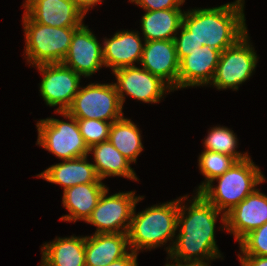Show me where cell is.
I'll return each mask as SVG.
<instances>
[{
  "mask_svg": "<svg viewBox=\"0 0 267 266\" xmlns=\"http://www.w3.org/2000/svg\"><path fill=\"white\" fill-rule=\"evenodd\" d=\"M195 194L192 200H188V195L179 197V233L167 256L168 259L209 263L222 257L215 241V224L222 212L200 193ZM185 200L190 201L188 207L183 205Z\"/></svg>",
  "mask_w": 267,
  "mask_h": 266,
  "instance_id": "6da1fadb",
  "label": "cell"
},
{
  "mask_svg": "<svg viewBox=\"0 0 267 266\" xmlns=\"http://www.w3.org/2000/svg\"><path fill=\"white\" fill-rule=\"evenodd\" d=\"M244 1L236 0L219 7L185 11L182 25L200 43L222 52L248 32Z\"/></svg>",
  "mask_w": 267,
  "mask_h": 266,
  "instance_id": "7a4b0ae2",
  "label": "cell"
},
{
  "mask_svg": "<svg viewBox=\"0 0 267 266\" xmlns=\"http://www.w3.org/2000/svg\"><path fill=\"white\" fill-rule=\"evenodd\" d=\"M135 207L136 204L128 231L129 249L138 254L140 250L155 249L171 241L166 247L169 254L178 230L179 198L148 207L138 214Z\"/></svg>",
  "mask_w": 267,
  "mask_h": 266,
  "instance_id": "3957f363",
  "label": "cell"
},
{
  "mask_svg": "<svg viewBox=\"0 0 267 266\" xmlns=\"http://www.w3.org/2000/svg\"><path fill=\"white\" fill-rule=\"evenodd\" d=\"M218 185L213 186L214 181ZM260 168L248 156L237 161L223 175L213 179L199 193L222 215L220 219L225 230V214L256 190V186L265 181Z\"/></svg>",
  "mask_w": 267,
  "mask_h": 266,
  "instance_id": "277c9868",
  "label": "cell"
},
{
  "mask_svg": "<svg viewBox=\"0 0 267 266\" xmlns=\"http://www.w3.org/2000/svg\"><path fill=\"white\" fill-rule=\"evenodd\" d=\"M26 60L29 65L62 63L79 27H53L34 22L23 13Z\"/></svg>",
  "mask_w": 267,
  "mask_h": 266,
  "instance_id": "5b68a950",
  "label": "cell"
},
{
  "mask_svg": "<svg viewBox=\"0 0 267 266\" xmlns=\"http://www.w3.org/2000/svg\"><path fill=\"white\" fill-rule=\"evenodd\" d=\"M55 113L62 115L68 121L52 117L38 120L36 144L61 160L88 155L89 147L80 133L77 119L66 111H55Z\"/></svg>",
  "mask_w": 267,
  "mask_h": 266,
  "instance_id": "8992f818",
  "label": "cell"
},
{
  "mask_svg": "<svg viewBox=\"0 0 267 266\" xmlns=\"http://www.w3.org/2000/svg\"><path fill=\"white\" fill-rule=\"evenodd\" d=\"M123 106L114 83H90L81 87L66 110L76 119L114 122L122 117Z\"/></svg>",
  "mask_w": 267,
  "mask_h": 266,
  "instance_id": "52a82bcc",
  "label": "cell"
},
{
  "mask_svg": "<svg viewBox=\"0 0 267 266\" xmlns=\"http://www.w3.org/2000/svg\"><path fill=\"white\" fill-rule=\"evenodd\" d=\"M248 32L235 44L220 53L215 75L210 85L218 90H238L255 71L258 56L254 50Z\"/></svg>",
  "mask_w": 267,
  "mask_h": 266,
  "instance_id": "ba28073f",
  "label": "cell"
},
{
  "mask_svg": "<svg viewBox=\"0 0 267 266\" xmlns=\"http://www.w3.org/2000/svg\"><path fill=\"white\" fill-rule=\"evenodd\" d=\"M108 190L109 188L100 196L97 206L85 223L96 227L95 234L128 233L134 206L143 196H135V191L108 196Z\"/></svg>",
  "mask_w": 267,
  "mask_h": 266,
  "instance_id": "9c48e42d",
  "label": "cell"
},
{
  "mask_svg": "<svg viewBox=\"0 0 267 266\" xmlns=\"http://www.w3.org/2000/svg\"><path fill=\"white\" fill-rule=\"evenodd\" d=\"M42 74L39 92L49 107L55 111H66L80 88L81 76L62 63L35 66Z\"/></svg>",
  "mask_w": 267,
  "mask_h": 266,
  "instance_id": "30bf717a",
  "label": "cell"
},
{
  "mask_svg": "<svg viewBox=\"0 0 267 266\" xmlns=\"http://www.w3.org/2000/svg\"><path fill=\"white\" fill-rule=\"evenodd\" d=\"M116 77L114 83L122 106L125 94L144 103H158L166 92L174 91L158 76L152 75L144 68L137 66L122 67L112 72ZM165 93V94H164Z\"/></svg>",
  "mask_w": 267,
  "mask_h": 266,
  "instance_id": "8fae6325",
  "label": "cell"
},
{
  "mask_svg": "<svg viewBox=\"0 0 267 266\" xmlns=\"http://www.w3.org/2000/svg\"><path fill=\"white\" fill-rule=\"evenodd\" d=\"M101 45L88 26L83 24L74 32L62 64L84 78L91 77L102 66L105 67Z\"/></svg>",
  "mask_w": 267,
  "mask_h": 266,
  "instance_id": "7c38bea8",
  "label": "cell"
},
{
  "mask_svg": "<svg viewBox=\"0 0 267 266\" xmlns=\"http://www.w3.org/2000/svg\"><path fill=\"white\" fill-rule=\"evenodd\" d=\"M23 7L34 22L53 27H80L86 16L74 0H25Z\"/></svg>",
  "mask_w": 267,
  "mask_h": 266,
  "instance_id": "4fadbf2b",
  "label": "cell"
},
{
  "mask_svg": "<svg viewBox=\"0 0 267 266\" xmlns=\"http://www.w3.org/2000/svg\"><path fill=\"white\" fill-rule=\"evenodd\" d=\"M267 222V195L256 189L225 214V230L239 242Z\"/></svg>",
  "mask_w": 267,
  "mask_h": 266,
  "instance_id": "5bb4252c",
  "label": "cell"
},
{
  "mask_svg": "<svg viewBox=\"0 0 267 266\" xmlns=\"http://www.w3.org/2000/svg\"><path fill=\"white\" fill-rule=\"evenodd\" d=\"M139 64L178 90L179 60L174 40L145 41Z\"/></svg>",
  "mask_w": 267,
  "mask_h": 266,
  "instance_id": "9a60e30c",
  "label": "cell"
},
{
  "mask_svg": "<svg viewBox=\"0 0 267 266\" xmlns=\"http://www.w3.org/2000/svg\"><path fill=\"white\" fill-rule=\"evenodd\" d=\"M220 51L207 45L179 61L178 89L209 85L215 75Z\"/></svg>",
  "mask_w": 267,
  "mask_h": 266,
  "instance_id": "2e32d148",
  "label": "cell"
},
{
  "mask_svg": "<svg viewBox=\"0 0 267 266\" xmlns=\"http://www.w3.org/2000/svg\"><path fill=\"white\" fill-rule=\"evenodd\" d=\"M103 41V61L112 72L122 67L136 66L135 62L140 63L145 40L138 31H119Z\"/></svg>",
  "mask_w": 267,
  "mask_h": 266,
  "instance_id": "e0dca14e",
  "label": "cell"
},
{
  "mask_svg": "<svg viewBox=\"0 0 267 266\" xmlns=\"http://www.w3.org/2000/svg\"><path fill=\"white\" fill-rule=\"evenodd\" d=\"M128 233H105L85 236V266H105L124 256L128 249Z\"/></svg>",
  "mask_w": 267,
  "mask_h": 266,
  "instance_id": "ac0fdd59",
  "label": "cell"
},
{
  "mask_svg": "<svg viewBox=\"0 0 267 266\" xmlns=\"http://www.w3.org/2000/svg\"><path fill=\"white\" fill-rule=\"evenodd\" d=\"M88 155L79 158L62 160L36 175L47 182L61 185L63 190L79 184L102 183Z\"/></svg>",
  "mask_w": 267,
  "mask_h": 266,
  "instance_id": "d6986e66",
  "label": "cell"
},
{
  "mask_svg": "<svg viewBox=\"0 0 267 266\" xmlns=\"http://www.w3.org/2000/svg\"><path fill=\"white\" fill-rule=\"evenodd\" d=\"M108 189L103 183L79 184L63 191L62 204L69 214L60 220L76 222L87 221L97 206L100 196Z\"/></svg>",
  "mask_w": 267,
  "mask_h": 266,
  "instance_id": "ffe728a7",
  "label": "cell"
},
{
  "mask_svg": "<svg viewBox=\"0 0 267 266\" xmlns=\"http://www.w3.org/2000/svg\"><path fill=\"white\" fill-rule=\"evenodd\" d=\"M39 266H85V236L56 237L44 243Z\"/></svg>",
  "mask_w": 267,
  "mask_h": 266,
  "instance_id": "44dd1931",
  "label": "cell"
},
{
  "mask_svg": "<svg viewBox=\"0 0 267 266\" xmlns=\"http://www.w3.org/2000/svg\"><path fill=\"white\" fill-rule=\"evenodd\" d=\"M88 154H93V165L100 180L112 176L124 177L133 181L139 180L130 166L131 162L109 140L91 146Z\"/></svg>",
  "mask_w": 267,
  "mask_h": 266,
  "instance_id": "7402d4cb",
  "label": "cell"
},
{
  "mask_svg": "<svg viewBox=\"0 0 267 266\" xmlns=\"http://www.w3.org/2000/svg\"><path fill=\"white\" fill-rule=\"evenodd\" d=\"M184 12L181 9L145 11L140 20L143 39L173 40L182 25Z\"/></svg>",
  "mask_w": 267,
  "mask_h": 266,
  "instance_id": "603a6c76",
  "label": "cell"
},
{
  "mask_svg": "<svg viewBox=\"0 0 267 266\" xmlns=\"http://www.w3.org/2000/svg\"><path fill=\"white\" fill-rule=\"evenodd\" d=\"M141 133L131 119L122 117L111 125L108 140L131 163H136L143 151Z\"/></svg>",
  "mask_w": 267,
  "mask_h": 266,
  "instance_id": "cb8c5ba5",
  "label": "cell"
},
{
  "mask_svg": "<svg viewBox=\"0 0 267 266\" xmlns=\"http://www.w3.org/2000/svg\"><path fill=\"white\" fill-rule=\"evenodd\" d=\"M204 149L234 157L237 161L246 159L249 155L237 151L238 140L233 130L224 126H214L204 138Z\"/></svg>",
  "mask_w": 267,
  "mask_h": 266,
  "instance_id": "d4e9b609",
  "label": "cell"
},
{
  "mask_svg": "<svg viewBox=\"0 0 267 266\" xmlns=\"http://www.w3.org/2000/svg\"><path fill=\"white\" fill-rule=\"evenodd\" d=\"M199 170L200 173L205 176V181H203L196 189L199 193L206 185H208L213 179L223 175L229 168H231L237 160L226 154L203 150L199 155Z\"/></svg>",
  "mask_w": 267,
  "mask_h": 266,
  "instance_id": "484cf974",
  "label": "cell"
},
{
  "mask_svg": "<svg viewBox=\"0 0 267 266\" xmlns=\"http://www.w3.org/2000/svg\"><path fill=\"white\" fill-rule=\"evenodd\" d=\"M77 122L80 133L89 148L108 140L112 122L97 119H77Z\"/></svg>",
  "mask_w": 267,
  "mask_h": 266,
  "instance_id": "4316f807",
  "label": "cell"
},
{
  "mask_svg": "<svg viewBox=\"0 0 267 266\" xmlns=\"http://www.w3.org/2000/svg\"><path fill=\"white\" fill-rule=\"evenodd\" d=\"M238 256H267V222L250 231L240 241Z\"/></svg>",
  "mask_w": 267,
  "mask_h": 266,
  "instance_id": "83f0119b",
  "label": "cell"
},
{
  "mask_svg": "<svg viewBox=\"0 0 267 266\" xmlns=\"http://www.w3.org/2000/svg\"><path fill=\"white\" fill-rule=\"evenodd\" d=\"M178 33H180V35ZM177 35H179V37ZM177 35L173 40L179 61L189 55V52H193L199 47L203 46V43H200L198 40H196L192 36V33L188 31L183 25H181L179 31L177 32Z\"/></svg>",
  "mask_w": 267,
  "mask_h": 266,
  "instance_id": "f1b7e54d",
  "label": "cell"
},
{
  "mask_svg": "<svg viewBox=\"0 0 267 266\" xmlns=\"http://www.w3.org/2000/svg\"><path fill=\"white\" fill-rule=\"evenodd\" d=\"M134 2L145 11H156L162 9H181L185 0H129Z\"/></svg>",
  "mask_w": 267,
  "mask_h": 266,
  "instance_id": "f546056e",
  "label": "cell"
},
{
  "mask_svg": "<svg viewBox=\"0 0 267 266\" xmlns=\"http://www.w3.org/2000/svg\"><path fill=\"white\" fill-rule=\"evenodd\" d=\"M241 266H267V256H238Z\"/></svg>",
  "mask_w": 267,
  "mask_h": 266,
  "instance_id": "4dcf8cb0",
  "label": "cell"
},
{
  "mask_svg": "<svg viewBox=\"0 0 267 266\" xmlns=\"http://www.w3.org/2000/svg\"><path fill=\"white\" fill-rule=\"evenodd\" d=\"M137 256L138 254L131 250L126 256L105 266H138Z\"/></svg>",
  "mask_w": 267,
  "mask_h": 266,
  "instance_id": "1f68e13d",
  "label": "cell"
},
{
  "mask_svg": "<svg viewBox=\"0 0 267 266\" xmlns=\"http://www.w3.org/2000/svg\"><path fill=\"white\" fill-rule=\"evenodd\" d=\"M170 263H166L165 266H210L209 263L180 261L177 259H170Z\"/></svg>",
  "mask_w": 267,
  "mask_h": 266,
  "instance_id": "d6a6232c",
  "label": "cell"
},
{
  "mask_svg": "<svg viewBox=\"0 0 267 266\" xmlns=\"http://www.w3.org/2000/svg\"><path fill=\"white\" fill-rule=\"evenodd\" d=\"M78 6L87 14L89 9L97 5L98 3H102L101 0H74Z\"/></svg>",
  "mask_w": 267,
  "mask_h": 266,
  "instance_id": "836d02e7",
  "label": "cell"
}]
</instances>
